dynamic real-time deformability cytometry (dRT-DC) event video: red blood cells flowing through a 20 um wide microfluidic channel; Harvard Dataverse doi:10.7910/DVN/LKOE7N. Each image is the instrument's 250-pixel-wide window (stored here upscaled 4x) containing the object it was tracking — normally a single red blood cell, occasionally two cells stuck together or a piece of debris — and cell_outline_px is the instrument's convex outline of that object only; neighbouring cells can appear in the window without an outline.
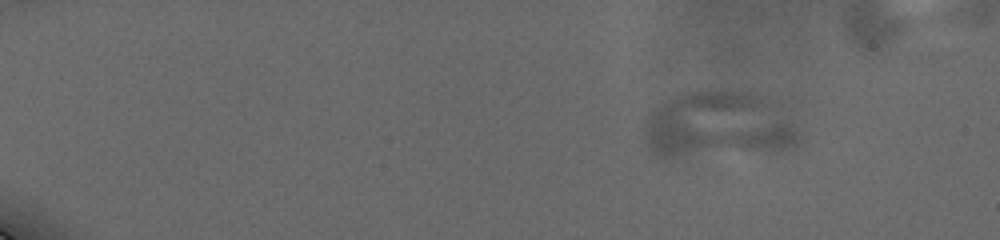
{"species": "human", "species_latin": "Homo sapiens", "temperature_condition": "cold", "stored_images_in_passage": 15, "camera_frame_rate_fps": 3000, "um_per_image_px": 0.085, "donor": {"sex": "male"}, "frame": {"image": 1, "passage_image": 8, "time_ms": 3.0, "image_size_px": [1000, 240], "cell_outline_px": [[804, 144], [784, 148], [680, 156], [656, 156], [648, 148], [644, 140], [644, 128], [652, 112], [668, 100], [676, 96], [688, 92], [748, 92], [768, 96], [776, 100], [800, 132], [804, 140]], "centroid_in_image_um": [61.13, 10.61], "position_along_channel_um": 23.9, "area_um2": 59.13}}